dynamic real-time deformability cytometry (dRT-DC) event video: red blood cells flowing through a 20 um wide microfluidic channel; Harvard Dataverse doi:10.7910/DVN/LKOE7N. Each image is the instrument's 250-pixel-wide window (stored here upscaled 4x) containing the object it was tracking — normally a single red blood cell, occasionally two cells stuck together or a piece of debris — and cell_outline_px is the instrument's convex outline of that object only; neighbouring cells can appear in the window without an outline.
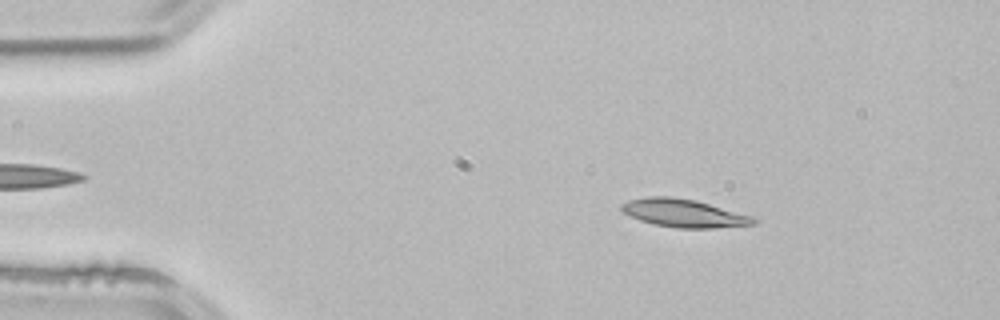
{"species": "common noctule bat (a hibernating species)", "species_latin": "Nyctalus noctula", "temperature_condition": "room temperature", "stored_images_in_passage": 51, "camera_frame_rate_fps": 3000, "um_per_image_px": 0.085, "animal": {"sex": "male", "body_mass_g": 21.5, "forearm_length_mm": 52.0}, "frame": {"image": 1, "passage_image": 7, "time_ms": 2.0, "image_size_px": [1000, 320], "cell_outline_px": [[760, 220], [756, 224], [712, 228], [676, 228], [652, 224], [640, 220], [624, 212], [620, 208], [620, 204], [628, 200], [644, 196], [672, 196], [696, 200], [752, 216]], "centroid_in_image_um": [58.12, 18.11], "position_along_channel_um": 26.9, "area_um2": 21.73}}
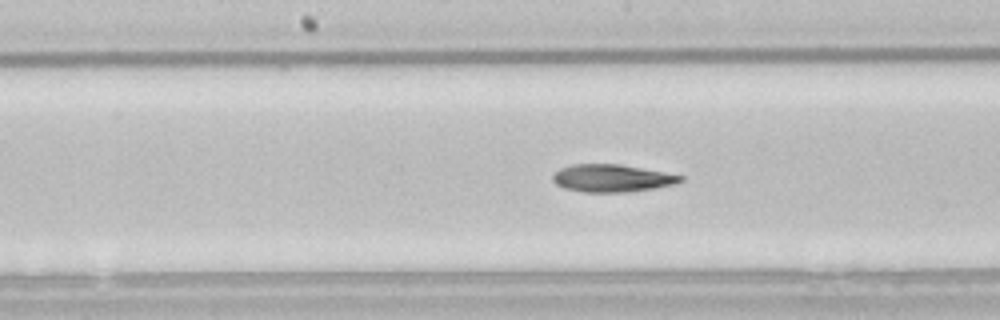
{"frame": {"image": 2, "passage_image": 25, "time_ms": 8.0, "image_size_px": [1000, 320], "cell_outline_px": [[684, 180], [672, 184], [656, 188], [624, 192], [584, 192], [564, 188], [556, 184], [552, 180], [552, 176], [560, 168], [572, 164], [620, 164], [684, 176]], "centroid_in_image_um": [51.98, 15.14], "position_along_channel_um": 196.2, "area_um2": 20.35}}
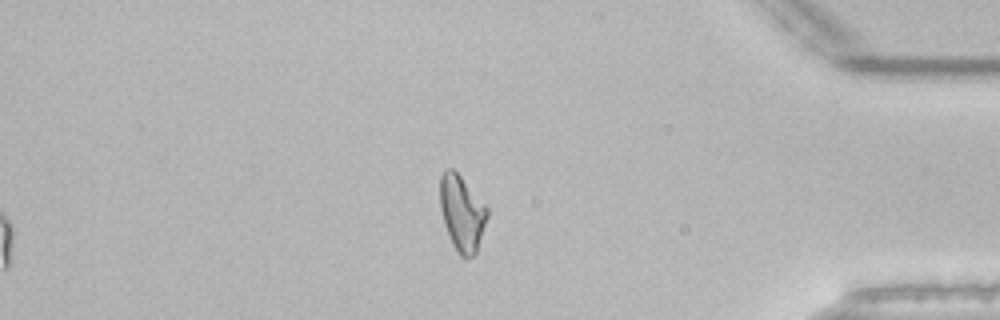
{"frame": {"image": 3, "passage_image": 43, "time_ms": 14.0, "image_size_px": [1000, 320], "cell_outline_px": [[488, 216], [476, 252], [472, 256], [464, 260], [456, 252], [452, 244], [444, 224], [440, 208], [440, 176], [444, 168], [452, 168], [460, 176], [488, 208]], "centroid_in_image_um": [39.24, 18.13], "position_along_channel_um": 396.0, "area_um2": 20.81}, "authors_computed_cell_mechanics": {"area_um2": 20.9236, "velocity_mm_per_s": 3.8859, "shape_relaxation_time_tau1_ms": 10.5889, "shape_relaxation_time_tau2_ms": 8.9338, "deformation_change_tau1": 0.2633, "deformation_change_tau2": 0.2114}}